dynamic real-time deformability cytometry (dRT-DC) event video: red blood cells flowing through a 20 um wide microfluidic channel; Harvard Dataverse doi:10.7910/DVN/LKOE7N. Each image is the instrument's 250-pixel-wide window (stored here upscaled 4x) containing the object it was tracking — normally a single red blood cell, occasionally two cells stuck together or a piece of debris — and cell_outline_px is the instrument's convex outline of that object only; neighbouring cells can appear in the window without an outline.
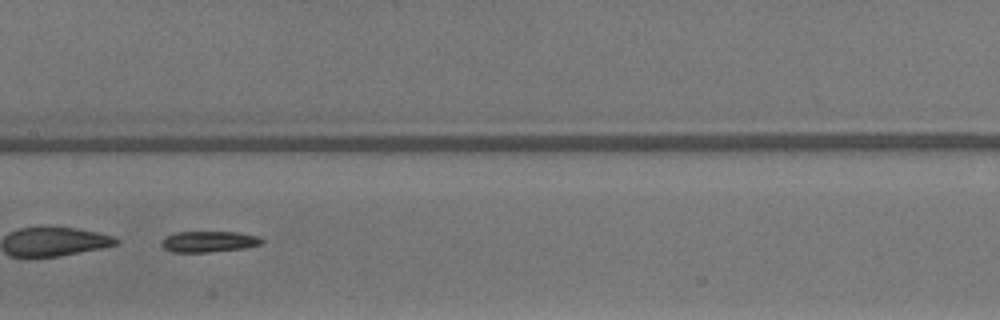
{"species": "common noctule bat (a hibernating species)", "species_latin": "Nyctalus noctula", "temperature_condition": "warm", "stored_images_in_passage": 32, "camera_frame_rate_fps": 3000, "um_per_image_px": 0.085, "animal": {"sex": "male", "body_mass_g": 13.3}, "frame": {"image": 1, "passage_image": 10, "time_ms": 3.0, "image_size_px": [1000, 320], "cell_outline_px": [[264, 240], [260, 244], [244, 248], [208, 252], [172, 252], [164, 248], [160, 244], [160, 240], [176, 232], [236, 232], [260, 236]], "centroid_in_image_um": [17.74, 20.53], "position_along_channel_um": 189.7, "area_um2": 12.25}}
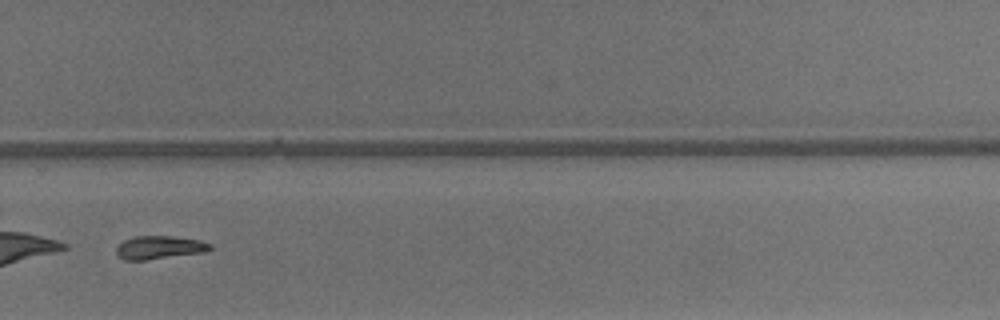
{"frame": {"image": 2, "passage_image": 19, "time_ms": 6.0, "image_size_px": [1000, 320], "cell_outline_px": [[212, 248], [204, 252], [144, 260], [124, 260], [116, 252], [116, 248], [124, 240], [136, 236], [172, 236], [200, 240], [212, 244]], "centroid_in_image_um": [13.56, 21.03], "position_along_channel_um": 316.2, "area_um2": 12.54}, "authors_computed_cell_mechanics": {"area_um2": 13.1784, "velocity_mm_per_s": 4.2397, "shape_relaxation_time_tau1_ms": 9.9914, "shape_relaxation_time_tau2_ms": null, "deformation_change_tau1": 0.2356, "deformation_change_tau2": null}}